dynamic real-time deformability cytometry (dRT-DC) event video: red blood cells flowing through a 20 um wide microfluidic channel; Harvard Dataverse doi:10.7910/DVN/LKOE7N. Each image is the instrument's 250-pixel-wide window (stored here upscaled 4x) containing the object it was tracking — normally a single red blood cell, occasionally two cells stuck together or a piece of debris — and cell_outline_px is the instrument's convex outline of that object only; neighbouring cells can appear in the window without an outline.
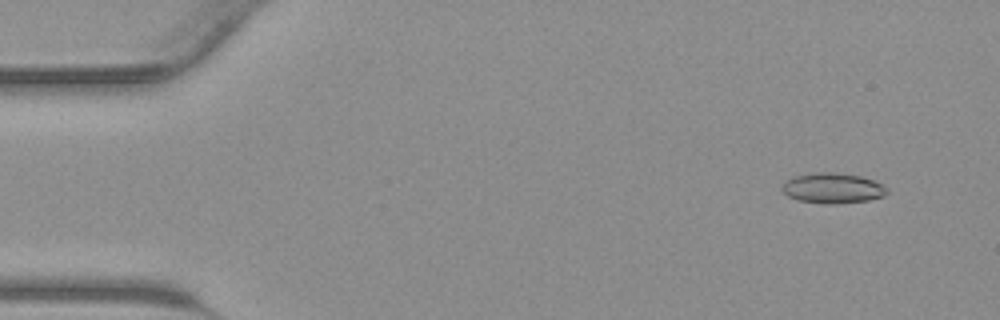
{"species": "common noctule bat (a hibernating species)", "species_latin": "Nyctalus noctula", "temperature_condition": "warm", "stored_images_in_passage": 44, "camera_frame_rate_fps": 3000, "um_per_image_px": 0.085, "animal": {"sex": "male", "body_mass_g": 23.1, "forearm_length_mm": 52.7}, "frame": {"image": 1, "passage_image": 4, "time_ms": 1.0, "image_size_px": [1000, 320], "cell_outline_px": [[888, 192], [884, 196], [868, 200], [836, 204], [828, 204], [796, 200], [788, 196], [780, 188], [792, 176], [816, 172], [836, 172], [860, 176], [872, 180], [888, 188]], "centroid_in_image_um": [70.77, 15.99], "position_along_channel_um": 14.2, "area_um2": 18.55}}
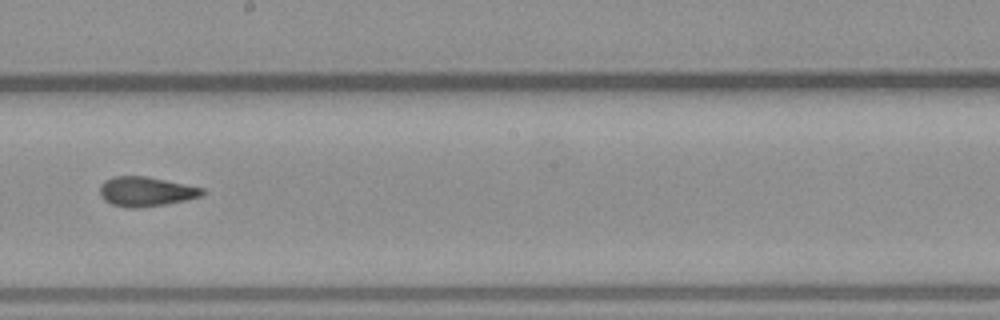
{"frame": {"image": 2, "passage_image": 25, "time_ms": 8.0, "image_size_px": [1000, 320], "cell_outline_px": [[204, 196], [168, 204], [136, 208], [128, 208], [112, 204], [104, 200], [100, 196], [100, 184], [104, 180], [112, 176], [144, 176], [204, 188]], "centroid_in_image_um": [12.39, 16.29], "position_along_channel_um": 235.8, "area_um2": 17.74}}
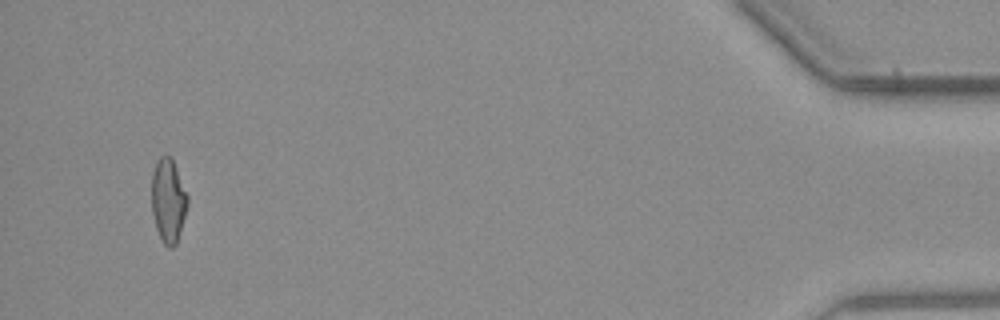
{"frame": {"image": 3, "passage_image": 42, "time_ms": 13.667, "image_size_px": [1000, 320], "cell_outline_px": [[188, 204], [176, 244], [172, 248], [168, 248], [164, 244], [156, 228], [152, 212], [152, 172], [160, 156], [172, 156], [188, 196]], "centroid_in_image_um": [14.3, 17.03], "position_along_channel_um": 420.9, "area_um2": 17.46}}